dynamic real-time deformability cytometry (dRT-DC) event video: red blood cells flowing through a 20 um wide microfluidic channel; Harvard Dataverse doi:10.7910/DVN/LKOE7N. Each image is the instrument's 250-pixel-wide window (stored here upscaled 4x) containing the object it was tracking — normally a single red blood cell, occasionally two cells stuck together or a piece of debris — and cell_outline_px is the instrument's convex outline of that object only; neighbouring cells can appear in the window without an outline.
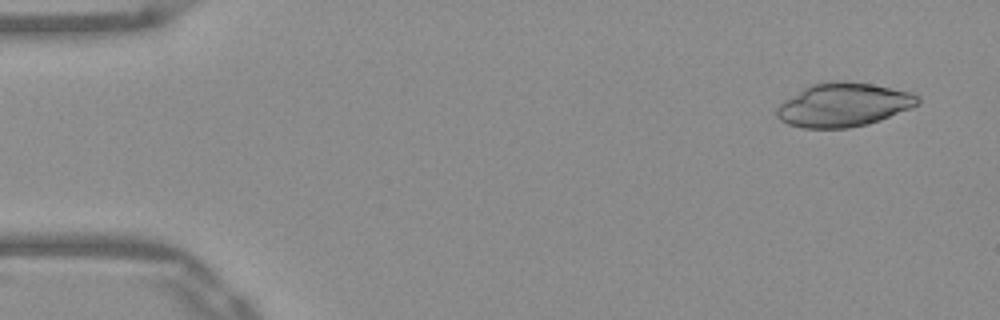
{"species": "Egyptian fruit bat (a non-hibernating species)", "species_latin": "Rousettus aegyptiacus", "temperature_condition": "warm", "stored_images_in_passage": 51, "camera_frame_rate_fps": 3000, "um_per_image_px": 0.085, "frame": {"image": 1, "passage_image": 3, "time_ms": 0.667, "image_size_px": [1000, 320], "cell_outline_px": [[920, 104], [912, 108], [880, 120], [868, 124], [848, 128], [804, 128], [788, 124], [780, 120], [776, 116], [776, 108], [784, 100], [804, 88], [812, 84], [828, 80], [848, 80], [872, 84], [912, 92], [920, 96]], "centroid_in_image_um": [71.72, 8.9], "position_along_channel_um": 13.3, "area_um2": 36.3}}